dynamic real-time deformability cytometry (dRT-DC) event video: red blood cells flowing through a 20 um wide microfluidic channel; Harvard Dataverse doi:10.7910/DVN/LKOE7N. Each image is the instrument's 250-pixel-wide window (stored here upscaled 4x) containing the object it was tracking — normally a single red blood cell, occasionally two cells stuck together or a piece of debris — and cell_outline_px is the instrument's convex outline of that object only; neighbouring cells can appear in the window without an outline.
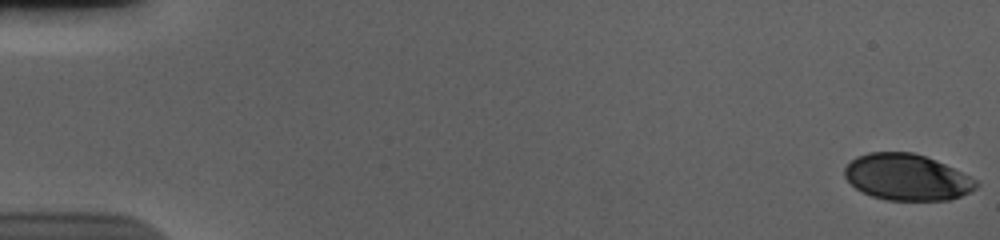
{"species": "human", "species_latin": "Homo sapiens", "temperature_condition": "cold", "stored_images_in_passage": 57, "camera_frame_rate_fps": 3000, "um_per_image_px": 0.085, "donor": {"sex": "male"}, "frame": {"image": 1, "passage_image": 1, "time_ms": 0.0, "image_size_px": [1000, 240], "cell_outline_px": [[980, 184], [976, 188], [960, 196], [948, 200], [888, 200], [872, 196], [856, 188], [844, 176], [844, 168], [856, 156], [868, 152], [912, 152], [936, 160], [976, 180]], "centroid_in_image_um": [77.06, 15.06], "position_along_channel_um": 7.9, "area_um2": 35.14}}
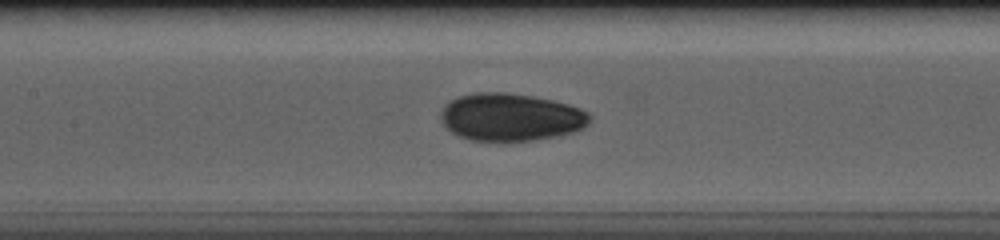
{"frame": {"image": 2, "passage_image": 28, "time_ms": 9.0, "image_size_px": [1000, 240], "cell_outline_px": [[592, 120], [584, 128], [572, 132], [556, 136], [536, 140], [468, 140], [452, 132], [440, 120], [440, 112], [444, 104], [460, 96], [476, 92], [504, 92], [532, 96], [552, 100], [568, 104], [580, 108], [588, 112], [592, 116]], "centroid_in_image_um": [43.43, 9.95], "position_along_channel_um": 164.0, "area_um2": 41.33}}
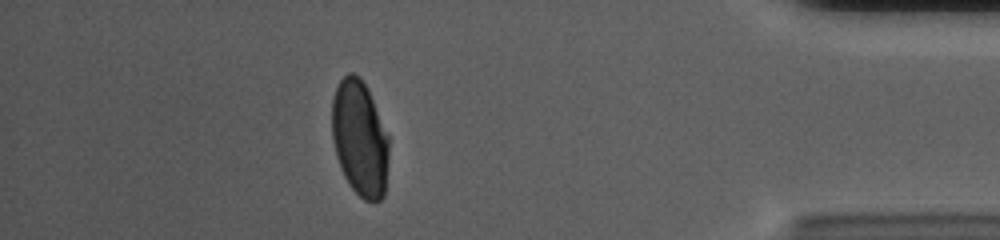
{"frame": {"image": 3, "passage_image": 51, "time_ms": 16.667, "image_size_px": [1000, 240], "cell_outline_px": [[388, 160], [384, 196], [380, 200], [364, 200], [348, 184], [340, 168], [336, 156], [332, 136], [332, 96], [340, 80], [348, 72], [352, 72], [360, 76], [368, 88], [388, 136]], "centroid_in_image_um": [30.57, 11.73], "position_along_channel_um": 404.6, "area_um2": 38.49}, "authors_computed_cell_mechanics": {"area_um2": 39.8242, "velocity_mm_per_s": 3.6754, "shape_relaxation_time_tau1_ms": 6.9537, "shape_relaxation_time_tau2_ms": 1.1546, "deformation_change_tau1": 0.1882, "deformation_change_tau2": 0.0446}}